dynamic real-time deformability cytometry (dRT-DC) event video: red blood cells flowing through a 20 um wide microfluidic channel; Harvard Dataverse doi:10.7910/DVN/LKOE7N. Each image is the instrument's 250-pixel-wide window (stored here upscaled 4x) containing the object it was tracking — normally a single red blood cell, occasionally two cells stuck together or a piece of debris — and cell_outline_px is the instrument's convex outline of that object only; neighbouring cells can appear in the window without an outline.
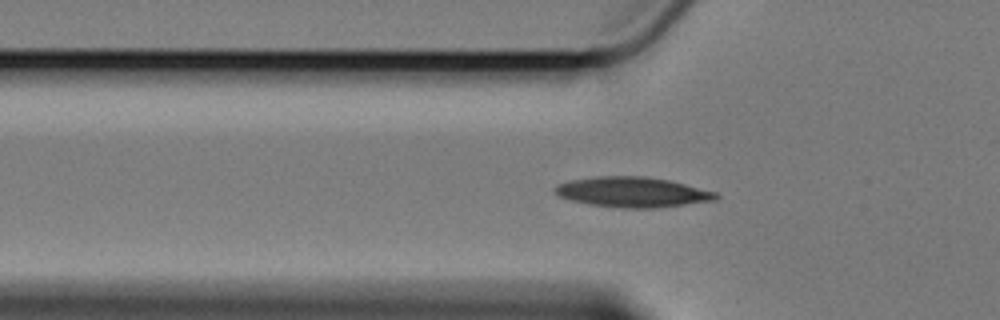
{"species": "Egyptian fruit bat (a non-hibernating species)", "species_latin": "Rousettus aegyptiacus", "temperature_condition": "cold", "stored_images_in_passage": 39, "camera_frame_rate_fps": 3000, "um_per_image_px": 0.085, "animal": {"sex": "female"}, "frame": {"image": 1, "passage_image": 5, "time_ms": 1.333, "image_size_px": [1000, 320], "cell_outline_px": [[720, 196], [716, 200], [656, 208], [624, 208], [588, 204], [572, 200], [560, 196], [552, 188], [556, 184], [572, 180], [596, 176], [640, 176], [668, 180], [716, 192]], "centroid_in_image_um": [53.75, 16.33], "position_along_channel_um": 72.1, "area_um2": 28.09}}
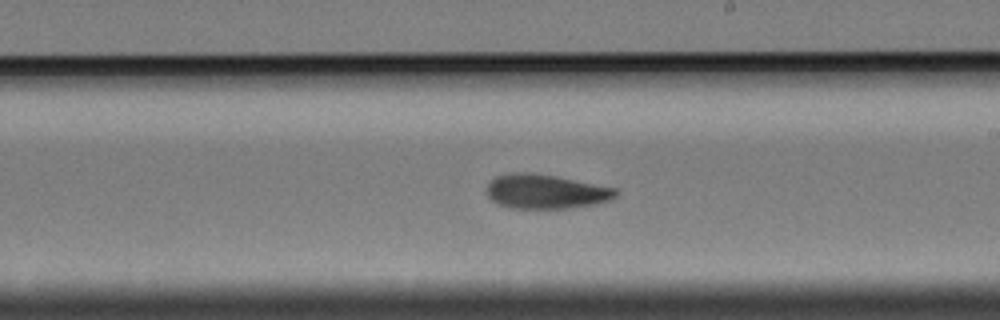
{"frame": {"image": 2, "passage_image": 20, "time_ms": 6.333, "image_size_px": [1000, 320], "cell_outline_px": [[620, 192], [616, 196], [608, 200], [596, 204], [568, 208], [512, 208], [496, 204], [488, 196], [488, 184], [496, 176], [516, 172], [528, 172], [556, 176], [616, 188]], "centroid_in_image_um": [46.4, 16.28], "position_along_channel_um": 242.6, "area_um2": 25.72}}
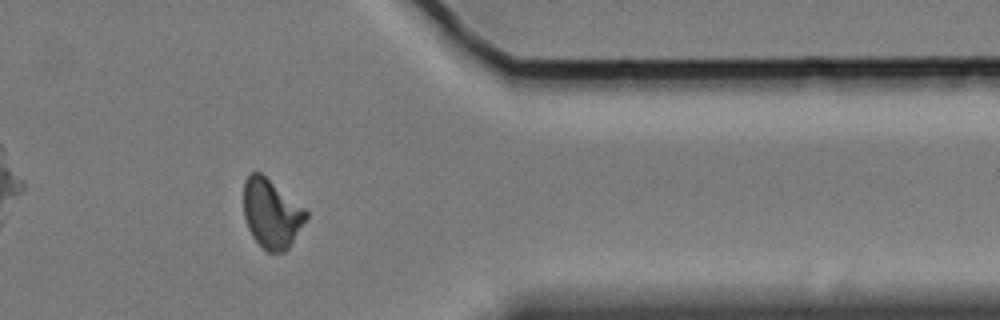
{"frame": {"image": 3, "passage_image": 34, "time_ms": 11.0, "image_size_px": [1000, 320], "cell_outline_px": [[308, 216], [288, 248], [284, 252], [268, 252], [252, 236], [248, 228], [244, 216], [244, 180], [252, 172], [260, 172], [304, 208], [308, 212]], "centroid_in_image_um": [23.06, 18.15], "position_along_channel_um": 388.3, "area_um2": 24.62}}